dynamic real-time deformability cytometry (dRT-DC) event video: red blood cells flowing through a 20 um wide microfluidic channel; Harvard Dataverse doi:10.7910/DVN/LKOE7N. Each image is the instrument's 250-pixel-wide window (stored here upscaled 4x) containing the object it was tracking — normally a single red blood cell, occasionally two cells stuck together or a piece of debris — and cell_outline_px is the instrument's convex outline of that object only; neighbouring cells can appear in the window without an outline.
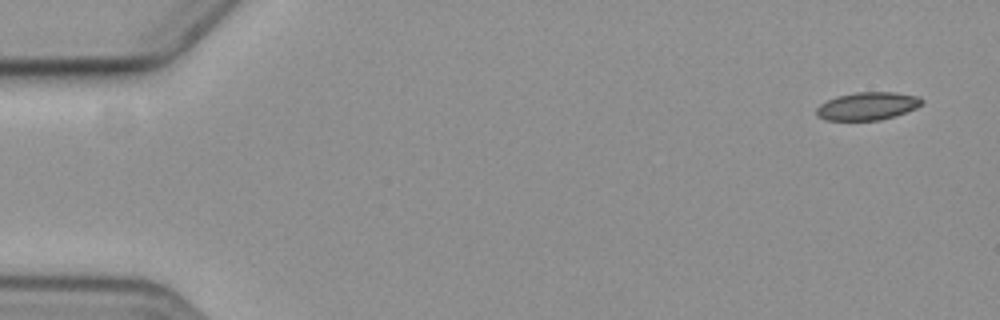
{"species": "common noctule bat (a hibernating species)", "species_latin": "Nyctalus noctula", "temperature_condition": "cold", "stored_images_in_passage": 5, "camera_frame_rate_fps": 3000, "um_per_image_px": 0.085, "animal": {"sex": "female", "body_mass_g": 19.3, "forearm_length_mm": 54.1}, "frame": {"image": 1, "passage_image": 1, "time_ms": 0.0, "image_size_px": [1000, 320], "cell_outline_px": [[924, 100], [916, 108], [896, 116], [880, 120], [824, 120], [816, 116], [816, 108], [820, 104], [836, 96], [856, 92], [896, 92], [920, 96]], "centroid_in_image_um": [73.74, 9.01], "position_along_channel_um": 11.3, "area_um2": 17.28}}
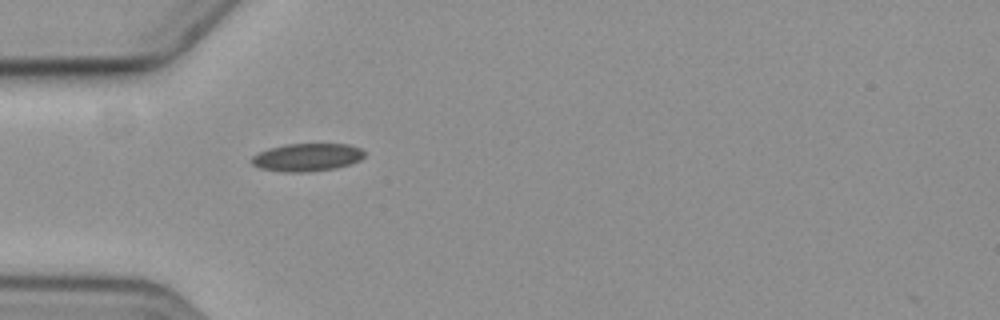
{"frame": {"image": 2, "passage_image": 5, "time_ms": 5.0, "image_size_px": [1000, 320], "cell_outline_px": [[364, 156], [360, 160], [352, 164], [336, 168], [300, 172], [284, 172], [260, 168], [252, 164], [252, 156], [268, 148], [284, 144], [348, 144], [360, 148], [364, 152]], "centroid_in_image_um": [26.11, 13.36], "position_along_channel_um": 58.9, "area_um2": 18.26}}